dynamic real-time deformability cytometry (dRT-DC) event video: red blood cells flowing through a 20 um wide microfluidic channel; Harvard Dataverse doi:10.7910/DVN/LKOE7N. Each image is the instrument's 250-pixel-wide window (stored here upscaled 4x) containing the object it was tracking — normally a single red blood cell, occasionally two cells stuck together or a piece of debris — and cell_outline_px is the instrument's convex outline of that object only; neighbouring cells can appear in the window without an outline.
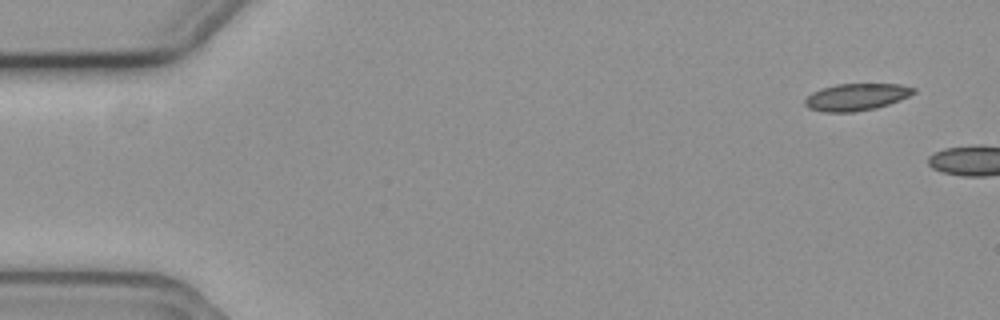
{"species": "common noctule bat (a hibernating species)", "species_latin": "Nyctalus noctula", "temperature_condition": "cold", "stored_images_in_passage": 4, "camera_frame_rate_fps": 3000, "um_per_image_px": 0.085, "animal": {"sex": "female", "body_mass_g": 19.3, "forearm_length_mm": 54.1}, "frame": {"image": 1, "passage_image": 1, "time_ms": 0.0, "image_size_px": [1000, 320], "cell_outline_px": [[916, 92], [900, 100], [876, 108], [852, 112], [824, 112], [808, 108], [804, 104], [804, 100], [812, 92], [820, 88], [836, 84], [900, 84], [916, 88]], "centroid_in_image_um": [72.77, 8.24], "position_along_channel_um": 12.2, "area_um2": 17.17}}